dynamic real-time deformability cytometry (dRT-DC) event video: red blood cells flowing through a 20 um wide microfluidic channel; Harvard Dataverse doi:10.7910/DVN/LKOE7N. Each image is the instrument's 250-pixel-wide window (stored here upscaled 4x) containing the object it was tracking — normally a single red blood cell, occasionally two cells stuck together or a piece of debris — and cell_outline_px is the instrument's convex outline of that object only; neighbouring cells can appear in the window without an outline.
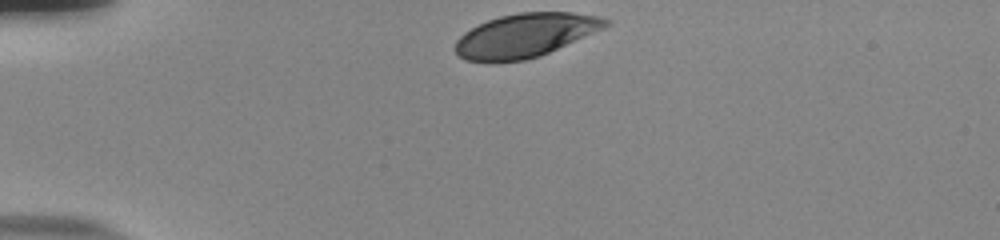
{"species": "human", "species_latin": "Homo sapiens", "temperature_condition": "room temperature", "stored_images_in_passage": 34, "camera_frame_rate_fps": 3000, "um_per_image_px": 0.085, "donor": {"sex": "male"}, "frame": {"image": 1, "passage_image": 1, "time_ms": 0.0, "image_size_px": [1000, 240], "cell_outline_px": [[612, 24], [604, 28], [540, 56], [524, 60], [496, 64], [492, 64], [464, 60], [452, 48], [456, 40], [464, 32], [488, 20], [500, 16], [520, 12], [572, 12], [600, 16], [612, 20]], "centroid_in_image_um": [44.63, 3.03], "position_along_channel_um": 40.4, "area_um2": 38.9}}
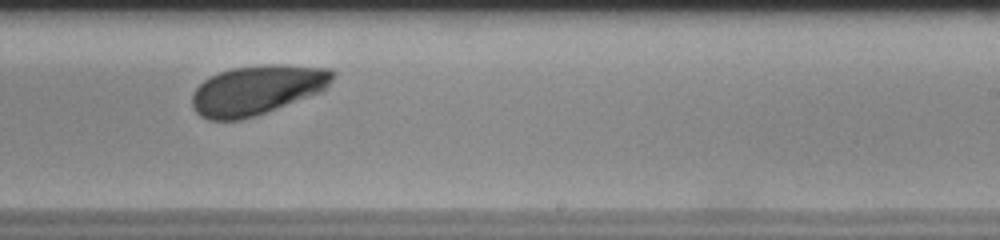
{"frame": {"image": 2, "passage_image": 23, "time_ms": 7.333, "image_size_px": [1000, 240], "cell_outline_px": [[336, 72], [332, 80], [320, 92], [256, 116], [240, 120], [208, 120], [200, 116], [192, 108], [192, 92], [208, 76], [232, 68], [264, 64], [280, 64], [328, 68]], "centroid_in_image_um": [21.81, 7.64], "position_along_channel_um": 267.2, "area_um2": 40.63}}
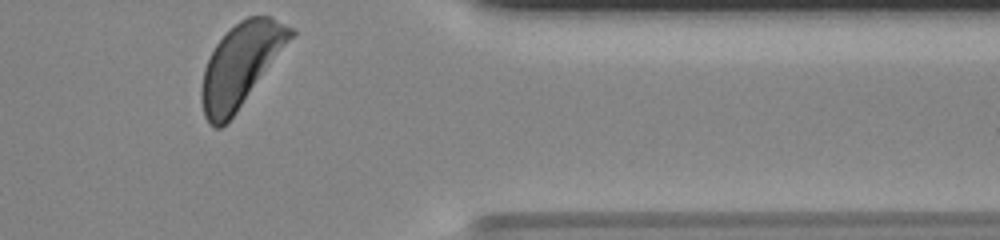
{"frame": {"image": 3, "passage_image": 34, "time_ms": 11.0, "image_size_px": [1000, 240], "cell_outline_px": [[296, 32], [236, 112], [220, 128], [216, 128], [208, 124], [204, 116], [200, 96], [200, 88], [204, 68], [216, 44], [240, 20], [248, 16], [268, 16], [296, 28]], "centroid_in_image_um": [20.44, 5.53], "position_along_channel_um": 391.0, "area_um2": 42.14}, "authors_computed_cell_mechanics": {"area_um2": 41.5582, "velocity_mm_per_s": 3.7261, "shape_relaxation_time_tau1_ms": 3.0886, "shape_relaxation_time_tau2_ms": null, "deformation_change_tau1": 0.1641, "deformation_change_tau2": null}}